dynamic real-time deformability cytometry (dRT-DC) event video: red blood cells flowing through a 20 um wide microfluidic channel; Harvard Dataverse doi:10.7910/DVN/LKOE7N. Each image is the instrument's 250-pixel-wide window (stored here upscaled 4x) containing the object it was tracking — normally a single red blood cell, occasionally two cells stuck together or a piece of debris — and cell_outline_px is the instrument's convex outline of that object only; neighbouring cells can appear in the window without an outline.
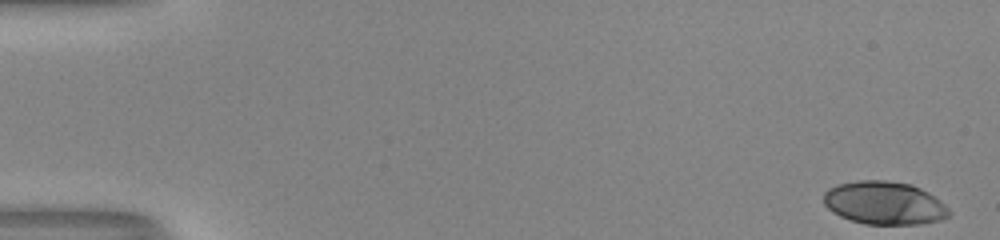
{"species": "human", "species_latin": "Homo sapiens", "temperature_condition": "room temperature", "stored_images_in_passage": 52, "camera_frame_rate_fps": 3000, "um_per_image_px": 0.085, "donor": {"sex": "male"}, "frame": {"image": 1, "passage_image": 1, "time_ms": 0.0, "image_size_px": [1000, 240], "cell_outline_px": [[952, 212], [948, 216], [940, 220], [920, 224], [864, 224], [840, 216], [832, 212], [824, 204], [824, 192], [828, 188], [836, 184], [856, 180], [884, 180], [912, 184], [928, 192], [940, 200]], "centroid_in_image_um": [75.16, 17.24], "position_along_channel_um": 9.8, "area_um2": 31.67}}
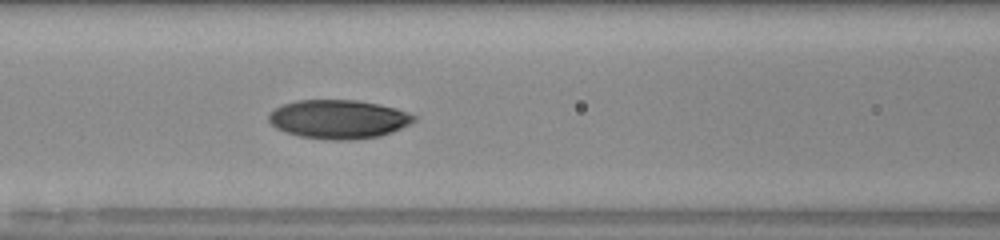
{"frame": {"image": 2, "passage_image": 23, "time_ms": 7.333, "image_size_px": [1000, 240], "cell_outline_px": [[416, 120], [392, 132], [380, 136], [352, 140], [332, 140], [300, 136], [284, 132], [276, 128], [268, 120], [268, 116], [276, 108], [284, 104], [296, 100], [356, 100], [396, 108], [408, 112], [416, 116]], "centroid_in_image_um": [28.77, 10.14], "position_along_channel_um": 137.8, "area_um2": 32.71}}
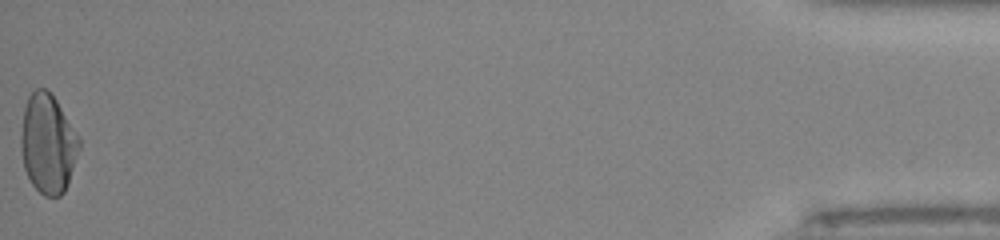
{"frame": {"image": 3, "passage_image": 52, "time_ms": 17.0, "image_size_px": [1000, 240], "cell_outline_px": [[80, 148], [64, 192], [60, 196], [44, 196], [32, 184], [24, 168], [20, 144], [20, 136], [24, 108], [28, 96], [36, 88], [44, 88], [56, 100], [80, 140]], "centroid_in_image_um": [4.04, 12.22], "position_along_channel_um": 431.2, "area_um2": 33.23}, "authors_computed_cell_mechanics": {"area_um2": 32.1657, "velocity_mm_per_s": 4.0428, "shape_relaxation_time_tau1_ms": 4.1748, "shape_relaxation_time_tau2_ms": 1.2993, "deformation_change_tau1": 0.1804, "deformation_change_tau2": 0.0344}}